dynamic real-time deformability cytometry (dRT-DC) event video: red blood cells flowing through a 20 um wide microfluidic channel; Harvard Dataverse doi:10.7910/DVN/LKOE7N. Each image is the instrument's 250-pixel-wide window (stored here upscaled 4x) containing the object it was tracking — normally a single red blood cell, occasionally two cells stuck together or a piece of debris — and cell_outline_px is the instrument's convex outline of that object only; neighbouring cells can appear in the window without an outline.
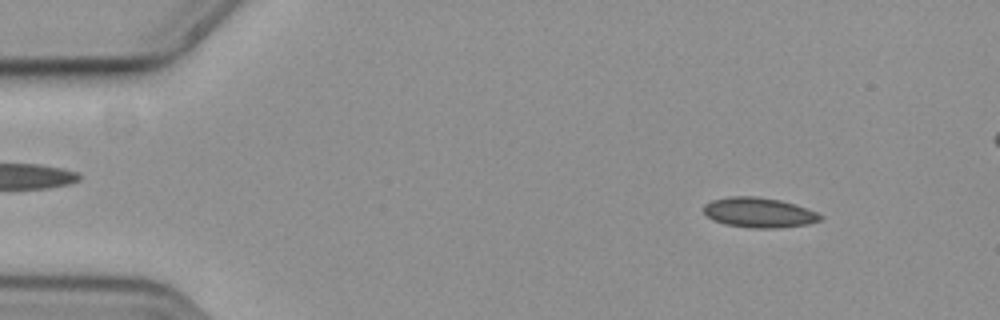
{"species": "common noctule bat (a hibernating species)", "species_latin": "Nyctalus noctula", "temperature_condition": "cold", "stored_images_in_passage": 11, "camera_frame_rate_fps": 3000, "um_per_image_px": 0.085, "animal": {"sex": "female", "body_mass_g": 19.3, "forearm_length_mm": 54.1}, "frame": {"image": 1, "passage_image": 6, "time_ms": 1.667, "image_size_px": [1000, 320], "cell_outline_px": [[824, 220], [808, 224], [780, 228], [748, 228], [724, 224], [712, 220], [704, 212], [704, 204], [712, 200], [732, 196], [756, 196], [780, 200], [796, 204], [816, 212], [824, 216]], "centroid_in_image_um": [64.54, 18.08], "position_along_channel_um": 20.5, "area_um2": 20.63}}